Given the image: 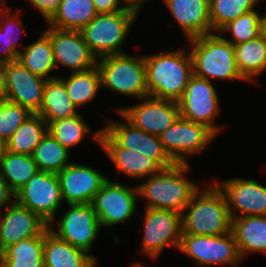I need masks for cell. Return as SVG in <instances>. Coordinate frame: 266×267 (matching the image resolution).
Returning a JSON list of instances; mask_svg holds the SVG:
<instances>
[{
  "mask_svg": "<svg viewBox=\"0 0 266 267\" xmlns=\"http://www.w3.org/2000/svg\"><path fill=\"white\" fill-rule=\"evenodd\" d=\"M215 137L205 125L180 116L159 135L164 149L175 163H188L187 159L202 152Z\"/></svg>",
  "mask_w": 266,
  "mask_h": 267,
  "instance_id": "cell-12",
  "label": "cell"
},
{
  "mask_svg": "<svg viewBox=\"0 0 266 267\" xmlns=\"http://www.w3.org/2000/svg\"><path fill=\"white\" fill-rule=\"evenodd\" d=\"M234 48L237 69L247 83L266 71V38L263 35Z\"/></svg>",
  "mask_w": 266,
  "mask_h": 267,
  "instance_id": "cell-26",
  "label": "cell"
},
{
  "mask_svg": "<svg viewBox=\"0 0 266 267\" xmlns=\"http://www.w3.org/2000/svg\"><path fill=\"white\" fill-rule=\"evenodd\" d=\"M144 232L140 253L156 260L167 246L179 249L183 235L181 213L173 210L145 208Z\"/></svg>",
  "mask_w": 266,
  "mask_h": 267,
  "instance_id": "cell-8",
  "label": "cell"
},
{
  "mask_svg": "<svg viewBox=\"0 0 266 267\" xmlns=\"http://www.w3.org/2000/svg\"><path fill=\"white\" fill-rule=\"evenodd\" d=\"M28 2L40 11L48 23L57 13L62 0H28Z\"/></svg>",
  "mask_w": 266,
  "mask_h": 267,
  "instance_id": "cell-39",
  "label": "cell"
},
{
  "mask_svg": "<svg viewBox=\"0 0 266 267\" xmlns=\"http://www.w3.org/2000/svg\"><path fill=\"white\" fill-rule=\"evenodd\" d=\"M186 39L212 34L209 0H161Z\"/></svg>",
  "mask_w": 266,
  "mask_h": 267,
  "instance_id": "cell-22",
  "label": "cell"
},
{
  "mask_svg": "<svg viewBox=\"0 0 266 267\" xmlns=\"http://www.w3.org/2000/svg\"><path fill=\"white\" fill-rule=\"evenodd\" d=\"M192 48L193 74L212 82L216 80H242L236 66L234 45L219 33L187 40Z\"/></svg>",
  "mask_w": 266,
  "mask_h": 267,
  "instance_id": "cell-4",
  "label": "cell"
},
{
  "mask_svg": "<svg viewBox=\"0 0 266 267\" xmlns=\"http://www.w3.org/2000/svg\"><path fill=\"white\" fill-rule=\"evenodd\" d=\"M260 0H209L212 33H218L229 22L255 9Z\"/></svg>",
  "mask_w": 266,
  "mask_h": 267,
  "instance_id": "cell-34",
  "label": "cell"
},
{
  "mask_svg": "<svg viewBox=\"0 0 266 267\" xmlns=\"http://www.w3.org/2000/svg\"><path fill=\"white\" fill-rule=\"evenodd\" d=\"M213 83L207 79L192 75L182 98L178 101L180 117L205 125L216 136L223 126L215 125L219 116V97Z\"/></svg>",
  "mask_w": 266,
  "mask_h": 267,
  "instance_id": "cell-9",
  "label": "cell"
},
{
  "mask_svg": "<svg viewBox=\"0 0 266 267\" xmlns=\"http://www.w3.org/2000/svg\"><path fill=\"white\" fill-rule=\"evenodd\" d=\"M181 217L183 234L216 236L231 232V216L224 194L214 183L193 195Z\"/></svg>",
  "mask_w": 266,
  "mask_h": 267,
  "instance_id": "cell-3",
  "label": "cell"
},
{
  "mask_svg": "<svg viewBox=\"0 0 266 267\" xmlns=\"http://www.w3.org/2000/svg\"><path fill=\"white\" fill-rule=\"evenodd\" d=\"M262 35L266 38V13L262 15Z\"/></svg>",
  "mask_w": 266,
  "mask_h": 267,
  "instance_id": "cell-45",
  "label": "cell"
},
{
  "mask_svg": "<svg viewBox=\"0 0 266 267\" xmlns=\"http://www.w3.org/2000/svg\"><path fill=\"white\" fill-rule=\"evenodd\" d=\"M15 194L18 203L38 214L49 228H53L56 212L64 202L57 173L38 171Z\"/></svg>",
  "mask_w": 266,
  "mask_h": 267,
  "instance_id": "cell-11",
  "label": "cell"
},
{
  "mask_svg": "<svg viewBox=\"0 0 266 267\" xmlns=\"http://www.w3.org/2000/svg\"><path fill=\"white\" fill-rule=\"evenodd\" d=\"M189 163H175L137 184L138 196L145 198V208L173 210L182 213L200 186L187 179Z\"/></svg>",
  "mask_w": 266,
  "mask_h": 267,
  "instance_id": "cell-1",
  "label": "cell"
},
{
  "mask_svg": "<svg viewBox=\"0 0 266 267\" xmlns=\"http://www.w3.org/2000/svg\"><path fill=\"white\" fill-rule=\"evenodd\" d=\"M16 200V194L7 184L0 171V212Z\"/></svg>",
  "mask_w": 266,
  "mask_h": 267,
  "instance_id": "cell-41",
  "label": "cell"
},
{
  "mask_svg": "<svg viewBox=\"0 0 266 267\" xmlns=\"http://www.w3.org/2000/svg\"><path fill=\"white\" fill-rule=\"evenodd\" d=\"M118 171L138 180L157 174L162 168L153 160L131 149L120 147L102 128L92 134Z\"/></svg>",
  "mask_w": 266,
  "mask_h": 267,
  "instance_id": "cell-21",
  "label": "cell"
},
{
  "mask_svg": "<svg viewBox=\"0 0 266 267\" xmlns=\"http://www.w3.org/2000/svg\"><path fill=\"white\" fill-rule=\"evenodd\" d=\"M231 232L243 261L250 253L266 254V216L231 218Z\"/></svg>",
  "mask_w": 266,
  "mask_h": 267,
  "instance_id": "cell-24",
  "label": "cell"
},
{
  "mask_svg": "<svg viewBox=\"0 0 266 267\" xmlns=\"http://www.w3.org/2000/svg\"><path fill=\"white\" fill-rule=\"evenodd\" d=\"M6 0H0V13L6 8Z\"/></svg>",
  "mask_w": 266,
  "mask_h": 267,
  "instance_id": "cell-46",
  "label": "cell"
},
{
  "mask_svg": "<svg viewBox=\"0 0 266 267\" xmlns=\"http://www.w3.org/2000/svg\"><path fill=\"white\" fill-rule=\"evenodd\" d=\"M20 9L14 11L15 13H12L10 11V8L6 7L1 13H0V29L6 33L9 40H11V46L12 48L19 54L22 50L21 48H18V45H20L22 41L20 38L22 35L20 34H27L23 22L20 20L19 11ZM23 31V32H22ZM15 36V37H14ZM20 36V38H18ZM18 39V40H17Z\"/></svg>",
  "mask_w": 266,
  "mask_h": 267,
  "instance_id": "cell-38",
  "label": "cell"
},
{
  "mask_svg": "<svg viewBox=\"0 0 266 267\" xmlns=\"http://www.w3.org/2000/svg\"><path fill=\"white\" fill-rule=\"evenodd\" d=\"M43 248L44 233L20 240L0 252L1 267H45Z\"/></svg>",
  "mask_w": 266,
  "mask_h": 267,
  "instance_id": "cell-28",
  "label": "cell"
},
{
  "mask_svg": "<svg viewBox=\"0 0 266 267\" xmlns=\"http://www.w3.org/2000/svg\"><path fill=\"white\" fill-rule=\"evenodd\" d=\"M0 48H2L0 49V66L18 59L19 54L12 48L11 40H9L6 33H4L1 29Z\"/></svg>",
  "mask_w": 266,
  "mask_h": 267,
  "instance_id": "cell-40",
  "label": "cell"
},
{
  "mask_svg": "<svg viewBox=\"0 0 266 267\" xmlns=\"http://www.w3.org/2000/svg\"><path fill=\"white\" fill-rule=\"evenodd\" d=\"M68 209L58 219L57 229L50 228L59 239L91 254L101 224L96 211L89 204H67Z\"/></svg>",
  "mask_w": 266,
  "mask_h": 267,
  "instance_id": "cell-14",
  "label": "cell"
},
{
  "mask_svg": "<svg viewBox=\"0 0 266 267\" xmlns=\"http://www.w3.org/2000/svg\"><path fill=\"white\" fill-rule=\"evenodd\" d=\"M78 108L70 100L61 77L48 79L43 90V100L39 111L40 115L49 125L51 122L78 115ZM78 111V112H77Z\"/></svg>",
  "mask_w": 266,
  "mask_h": 267,
  "instance_id": "cell-25",
  "label": "cell"
},
{
  "mask_svg": "<svg viewBox=\"0 0 266 267\" xmlns=\"http://www.w3.org/2000/svg\"><path fill=\"white\" fill-rule=\"evenodd\" d=\"M138 14L124 9L115 13L97 14L82 30L84 41L95 57L123 54V43L129 37Z\"/></svg>",
  "mask_w": 266,
  "mask_h": 267,
  "instance_id": "cell-6",
  "label": "cell"
},
{
  "mask_svg": "<svg viewBox=\"0 0 266 267\" xmlns=\"http://www.w3.org/2000/svg\"><path fill=\"white\" fill-rule=\"evenodd\" d=\"M131 267H144L142 263H134Z\"/></svg>",
  "mask_w": 266,
  "mask_h": 267,
  "instance_id": "cell-48",
  "label": "cell"
},
{
  "mask_svg": "<svg viewBox=\"0 0 266 267\" xmlns=\"http://www.w3.org/2000/svg\"><path fill=\"white\" fill-rule=\"evenodd\" d=\"M84 120L81 113L61 118L48 125V132L70 151L73 146L79 145L90 132V128Z\"/></svg>",
  "mask_w": 266,
  "mask_h": 267,
  "instance_id": "cell-35",
  "label": "cell"
},
{
  "mask_svg": "<svg viewBox=\"0 0 266 267\" xmlns=\"http://www.w3.org/2000/svg\"><path fill=\"white\" fill-rule=\"evenodd\" d=\"M140 103L129 107L116 108L136 128L159 136L180 116L176 101L145 97Z\"/></svg>",
  "mask_w": 266,
  "mask_h": 267,
  "instance_id": "cell-17",
  "label": "cell"
},
{
  "mask_svg": "<svg viewBox=\"0 0 266 267\" xmlns=\"http://www.w3.org/2000/svg\"><path fill=\"white\" fill-rule=\"evenodd\" d=\"M43 260L45 267H96L93 254L59 239L48 228L44 232Z\"/></svg>",
  "mask_w": 266,
  "mask_h": 267,
  "instance_id": "cell-23",
  "label": "cell"
},
{
  "mask_svg": "<svg viewBox=\"0 0 266 267\" xmlns=\"http://www.w3.org/2000/svg\"><path fill=\"white\" fill-rule=\"evenodd\" d=\"M146 85L150 97L178 102L193 75L190 51L145 55Z\"/></svg>",
  "mask_w": 266,
  "mask_h": 267,
  "instance_id": "cell-2",
  "label": "cell"
},
{
  "mask_svg": "<svg viewBox=\"0 0 266 267\" xmlns=\"http://www.w3.org/2000/svg\"><path fill=\"white\" fill-rule=\"evenodd\" d=\"M101 87L124 96L142 99L148 97L144 55L127 53L108 55L97 60Z\"/></svg>",
  "mask_w": 266,
  "mask_h": 267,
  "instance_id": "cell-5",
  "label": "cell"
},
{
  "mask_svg": "<svg viewBox=\"0 0 266 267\" xmlns=\"http://www.w3.org/2000/svg\"><path fill=\"white\" fill-rule=\"evenodd\" d=\"M6 151H7L6 142L4 140L0 139V162L4 158Z\"/></svg>",
  "mask_w": 266,
  "mask_h": 267,
  "instance_id": "cell-44",
  "label": "cell"
},
{
  "mask_svg": "<svg viewBox=\"0 0 266 267\" xmlns=\"http://www.w3.org/2000/svg\"><path fill=\"white\" fill-rule=\"evenodd\" d=\"M67 95L79 109L95 100L101 87V77L97 66L79 72H71L69 78H62Z\"/></svg>",
  "mask_w": 266,
  "mask_h": 267,
  "instance_id": "cell-31",
  "label": "cell"
},
{
  "mask_svg": "<svg viewBox=\"0 0 266 267\" xmlns=\"http://www.w3.org/2000/svg\"><path fill=\"white\" fill-rule=\"evenodd\" d=\"M137 186L128 188L107 179L92 200L101 227H110L130 220L137 212Z\"/></svg>",
  "mask_w": 266,
  "mask_h": 267,
  "instance_id": "cell-13",
  "label": "cell"
},
{
  "mask_svg": "<svg viewBox=\"0 0 266 267\" xmlns=\"http://www.w3.org/2000/svg\"><path fill=\"white\" fill-rule=\"evenodd\" d=\"M3 98L2 96V83H1V71H0V100Z\"/></svg>",
  "mask_w": 266,
  "mask_h": 267,
  "instance_id": "cell-47",
  "label": "cell"
},
{
  "mask_svg": "<svg viewBox=\"0 0 266 267\" xmlns=\"http://www.w3.org/2000/svg\"><path fill=\"white\" fill-rule=\"evenodd\" d=\"M124 121H106L102 128L120 147L136 151L153 159L162 169L175 164L168 155L160 141L159 136L149 134L136 128L128 122L119 112Z\"/></svg>",
  "mask_w": 266,
  "mask_h": 267,
  "instance_id": "cell-15",
  "label": "cell"
},
{
  "mask_svg": "<svg viewBox=\"0 0 266 267\" xmlns=\"http://www.w3.org/2000/svg\"><path fill=\"white\" fill-rule=\"evenodd\" d=\"M32 113L19 104L0 100V139L7 142Z\"/></svg>",
  "mask_w": 266,
  "mask_h": 267,
  "instance_id": "cell-37",
  "label": "cell"
},
{
  "mask_svg": "<svg viewBox=\"0 0 266 267\" xmlns=\"http://www.w3.org/2000/svg\"><path fill=\"white\" fill-rule=\"evenodd\" d=\"M47 133V122L40 115L32 113L6 142L7 151L32 156Z\"/></svg>",
  "mask_w": 266,
  "mask_h": 267,
  "instance_id": "cell-30",
  "label": "cell"
},
{
  "mask_svg": "<svg viewBox=\"0 0 266 267\" xmlns=\"http://www.w3.org/2000/svg\"><path fill=\"white\" fill-rule=\"evenodd\" d=\"M49 224L16 200L0 212V252L20 240L41 236Z\"/></svg>",
  "mask_w": 266,
  "mask_h": 267,
  "instance_id": "cell-20",
  "label": "cell"
},
{
  "mask_svg": "<svg viewBox=\"0 0 266 267\" xmlns=\"http://www.w3.org/2000/svg\"><path fill=\"white\" fill-rule=\"evenodd\" d=\"M123 3V7L126 9L132 10L137 14L140 13L141 7L145 4L148 0H120ZM144 3V4H143Z\"/></svg>",
  "mask_w": 266,
  "mask_h": 267,
  "instance_id": "cell-43",
  "label": "cell"
},
{
  "mask_svg": "<svg viewBox=\"0 0 266 267\" xmlns=\"http://www.w3.org/2000/svg\"><path fill=\"white\" fill-rule=\"evenodd\" d=\"M214 180V184L224 194L231 218L266 216V186L253 179L237 177L224 181Z\"/></svg>",
  "mask_w": 266,
  "mask_h": 267,
  "instance_id": "cell-16",
  "label": "cell"
},
{
  "mask_svg": "<svg viewBox=\"0 0 266 267\" xmlns=\"http://www.w3.org/2000/svg\"><path fill=\"white\" fill-rule=\"evenodd\" d=\"M69 154V150L48 132L32 156L39 171L58 173L72 162Z\"/></svg>",
  "mask_w": 266,
  "mask_h": 267,
  "instance_id": "cell-33",
  "label": "cell"
},
{
  "mask_svg": "<svg viewBox=\"0 0 266 267\" xmlns=\"http://www.w3.org/2000/svg\"><path fill=\"white\" fill-rule=\"evenodd\" d=\"M66 204H89L108 179L93 167L71 162L57 173Z\"/></svg>",
  "mask_w": 266,
  "mask_h": 267,
  "instance_id": "cell-19",
  "label": "cell"
},
{
  "mask_svg": "<svg viewBox=\"0 0 266 267\" xmlns=\"http://www.w3.org/2000/svg\"><path fill=\"white\" fill-rule=\"evenodd\" d=\"M2 96L36 114L42 104L47 79L32 73L18 60L0 66Z\"/></svg>",
  "mask_w": 266,
  "mask_h": 267,
  "instance_id": "cell-10",
  "label": "cell"
},
{
  "mask_svg": "<svg viewBox=\"0 0 266 267\" xmlns=\"http://www.w3.org/2000/svg\"><path fill=\"white\" fill-rule=\"evenodd\" d=\"M98 14L115 13L123 11L125 7H121L120 0H92Z\"/></svg>",
  "mask_w": 266,
  "mask_h": 267,
  "instance_id": "cell-42",
  "label": "cell"
},
{
  "mask_svg": "<svg viewBox=\"0 0 266 267\" xmlns=\"http://www.w3.org/2000/svg\"><path fill=\"white\" fill-rule=\"evenodd\" d=\"M49 28L43 32L52 44L56 66H63L71 72L91 69L97 65V58L84 41L81 31Z\"/></svg>",
  "mask_w": 266,
  "mask_h": 267,
  "instance_id": "cell-18",
  "label": "cell"
},
{
  "mask_svg": "<svg viewBox=\"0 0 266 267\" xmlns=\"http://www.w3.org/2000/svg\"><path fill=\"white\" fill-rule=\"evenodd\" d=\"M97 14L92 0H62L48 25L58 29L81 31Z\"/></svg>",
  "mask_w": 266,
  "mask_h": 267,
  "instance_id": "cell-29",
  "label": "cell"
},
{
  "mask_svg": "<svg viewBox=\"0 0 266 267\" xmlns=\"http://www.w3.org/2000/svg\"><path fill=\"white\" fill-rule=\"evenodd\" d=\"M218 33H230L231 40L223 38L233 45L256 39L262 35V16L257 10H252L229 22Z\"/></svg>",
  "mask_w": 266,
  "mask_h": 267,
  "instance_id": "cell-36",
  "label": "cell"
},
{
  "mask_svg": "<svg viewBox=\"0 0 266 267\" xmlns=\"http://www.w3.org/2000/svg\"><path fill=\"white\" fill-rule=\"evenodd\" d=\"M40 37L32 44L23 47L18 56V61L32 73L39 75L45 79H54L57 76H51L50 73L57 68L52 44L49 37L42 31L39 32Z\"/></svg>",
  "mask_w": 266,
  "mask_h": 267,
  "instance_id": "cell-27",
  "label": "cell"
},
{
  "mask_svg": "<svg viewBox=\"0 0 266 267\" xmlns=\"http://www.w3.org/2000/svg\"><path fill=\"white\" fill-rule=\"evenodd\" d=\"M178 250L200 267H237L243 261L232 232L216 236L183 234Z\"/></svg>",
  "mask_w": 266,
  "mask_h": 267,
  "instance_id": "cell-7",
  "label": "cell"
},
{
  "mask_svg": "<svg viewBox=\"0 0 266 267\" xmlns=\"http://www.w3.org/2000/svg\"><path fill=\"white\" fill-rule=\"evenodd\" d=\"M0 171L7 184L16 193L39 170L33 156L6 151L0 162Z\"/></svg>",
  "mask_w": 266,
  "mask_h": 267,
  "instance_id": "cell-32",
  "label": "cell"
}]
</instances>
